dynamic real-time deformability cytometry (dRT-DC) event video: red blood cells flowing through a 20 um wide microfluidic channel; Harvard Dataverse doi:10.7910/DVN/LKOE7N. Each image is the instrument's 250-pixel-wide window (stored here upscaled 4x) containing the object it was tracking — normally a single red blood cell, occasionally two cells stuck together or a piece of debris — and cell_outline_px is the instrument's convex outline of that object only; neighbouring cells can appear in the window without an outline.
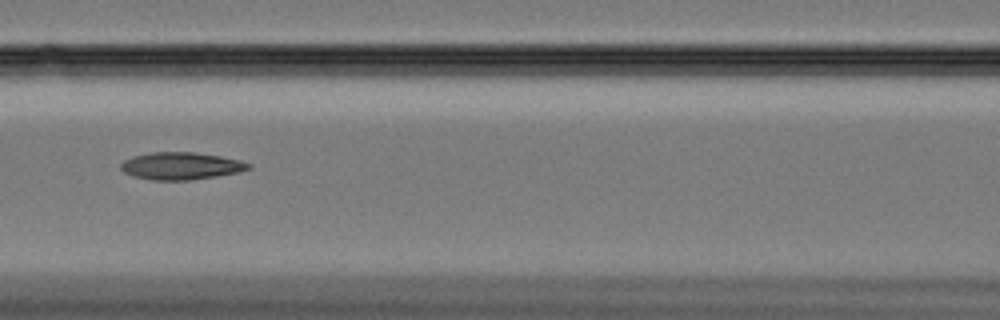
{"species": "Egyptian fruit bat (a non-hibernating species)", "species_latin": "Rousettus aegyptiacus", "temperature_condition": "cold", "stored_images_in_passage": 50, "camera_frame_rate_fps": 3000, "um_per_image_px": 0.085, "animal": {"sex": "female"}, "frame": {"image": 1, "passage_image": 17, "time_ms": 5.333, "image_size_px": [1000, 320], "cell_outline_px": [[252, 168], [236, 172], [216, 176], [188, 180], [152, 180], [132, 176], [124, 172], [120, 168], [120, 164], [124, 160], [132, 156], [152, 152], [192, 152], [220, 156], [240, 160], [252, 164]], "centroid_in_image_um": [15.36, 14.1], "position_along_channel_um": 151.2, "area_um2": 20.29}}
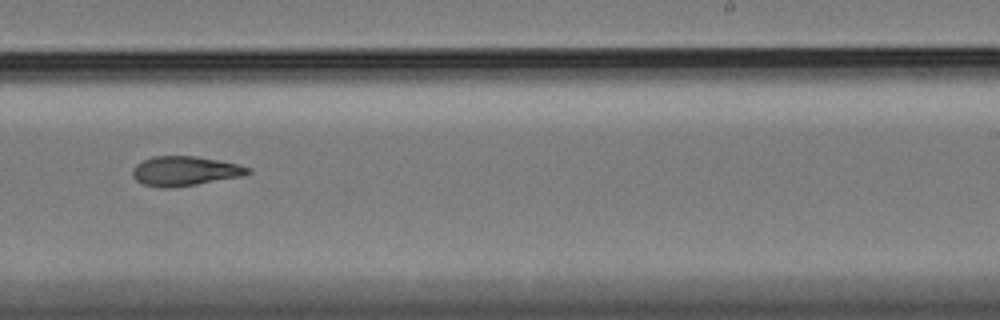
{"frame": {"image": 2, "passage_image": 28, "time_ms": 9.0, "image_size_px": [1000, 320], "cell_outline_px": [[252, 172], [244, 176], [172, 188], [160, 188], [144, 184], [136, 180], [132, 176], [132, 168], [136, 164], [152, 156], [196, 156], [236, 164], [252, 168]], "centroid_in_image_um": [15.7, 14.54], "position_along_channel_um": 273.3, "area_um2": 19.88}}
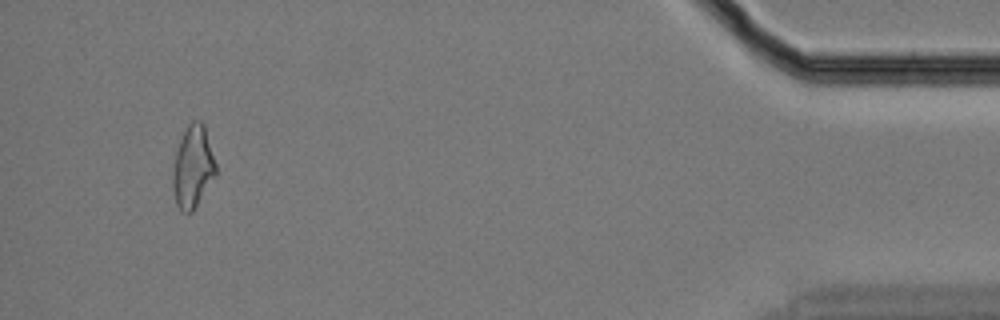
{"frame": {"image": 3, "passage_image": 47, "time_ms": 15.333, "image_size_px": [1000, 320], "cell_outline_px": [[216, 176], [192, 212], [180, 212], [176, 204], [172, 188], [172, 172], [176, 152], [180, 140], [188, 124], [192, 120], [200, 120], [204, 124], [216, 164]], "centroid_in_image_um": [16.39, 14.21], "position_along_channel_um": 418.8, "area_um2": 20.69}, "authors_computed_cell_mechanics": {"area_um2": 20.1433, "velocity_mm_per_s": 3.3402, "shape_relaxation_time_tau1_ms": null, "shape_relaxation_time_tau2_ms": 5.6662, "deformation_change_tau1": null, "deformation_change_tau2": 0.1459}}